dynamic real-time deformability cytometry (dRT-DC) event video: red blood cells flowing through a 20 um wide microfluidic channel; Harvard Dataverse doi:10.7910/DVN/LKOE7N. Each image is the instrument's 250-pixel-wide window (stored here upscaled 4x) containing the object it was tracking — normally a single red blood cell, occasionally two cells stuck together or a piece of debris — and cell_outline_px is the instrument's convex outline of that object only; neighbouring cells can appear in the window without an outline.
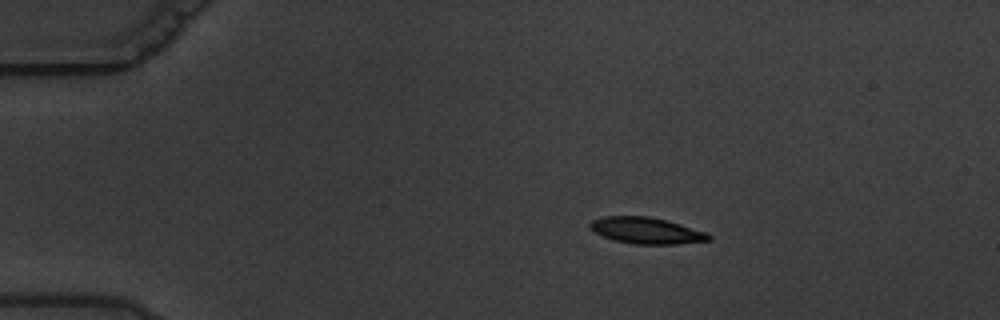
{"species": "common noctule bat (a hibernating species)", "species_latin": "Nyctalus noctula", "temperature_condition": "warm", "stored_images_in_passage": 6, "camera_frame_rate_fps": 3000, "um_per_image_px": 0.085, "animal": {"sex": "male", "body_mass_g": 19.5, "forearm_length_mm": 54.6}, "frame": {"image": 1, "passage_image": 4, "time_ms": 3.333, "image_size_px": [1000, 320], "cell_outline_px": [[712, 240], [676, 244], [636, 244], [612, 240], [596, 232], [588, 224], [592, 220], [604, 216], [648, 216], [664, 220], [708, 232], [712, 236]], "centroid_in_image_um": [54.97, 19.6], "position_along_channel_um": 30.0, "area_um2": 18.09}}